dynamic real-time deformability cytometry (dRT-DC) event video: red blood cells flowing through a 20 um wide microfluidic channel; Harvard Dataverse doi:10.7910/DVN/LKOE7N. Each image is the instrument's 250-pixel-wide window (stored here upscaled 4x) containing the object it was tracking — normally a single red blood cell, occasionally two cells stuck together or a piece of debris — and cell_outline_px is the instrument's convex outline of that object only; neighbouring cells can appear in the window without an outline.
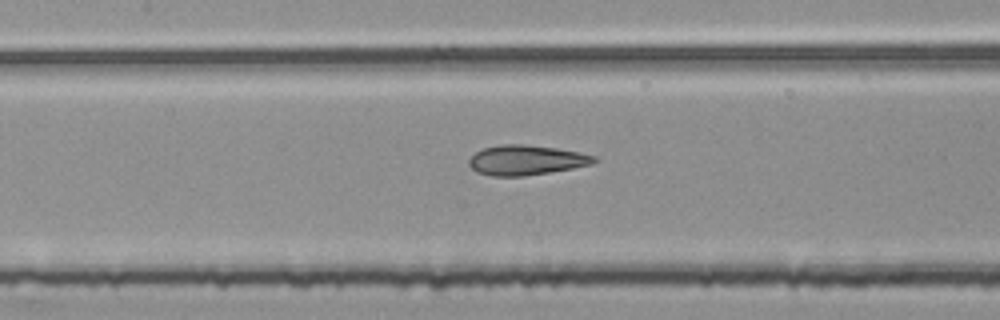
{"species": "common noctule bat (a hibernating species)", "species_latin": "Nyctalus noctula", "temperature_condition": "room temperature", "stored_images_in_passage": 53, "camera_frame_rate_fps": 3000, "um_per_image_px": 0.085, "animal": {"sex": "female", "body_mass_g": 25.1}, "frame": {"image": 1, "passage_image": 24, "time_ms": 7.667, "image_size_px": [1000, 320], "cell_outline_px": [[600, 160], [592, 164], [572, 168], [524, 176], [492, 176], [476, 172], [468, 164], [468, 160], [476, 152], [484, 148], [500, 144], [524, 144], [556, 148], [580, 152], [596, 156]], "centroid_in_image_um": [44.73, 13.6], "position_along_channel_um": 162.7, "area_um2": 21.85}}
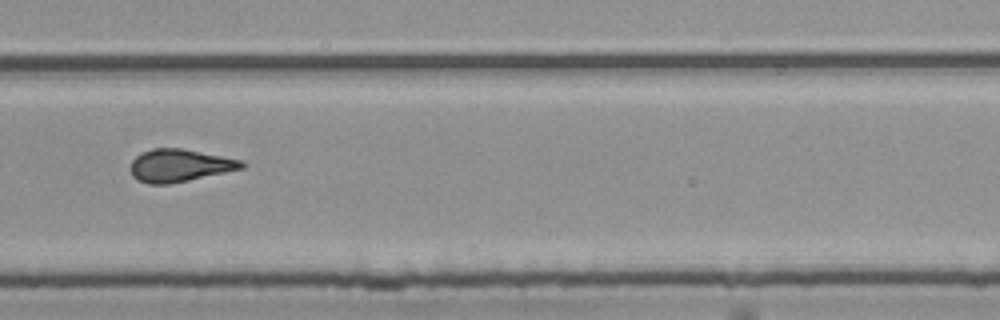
{"frame": {"image": 2, "passage_image": 36, "time_ms": 11.667, "image_size_px": [1000, 320], "cell_outline_px": [[248, 164], [244, 168], [188, 180], [168, 184], [148, 184], [132, 176], [128, 168], [132, 160], [140, 152], [152, 148], [180, 148], [240, 160]], "centroid_in_image_um": [15.21, 14.06], "position_along_channel_um": 314.6, "area_um2": 21.04}}
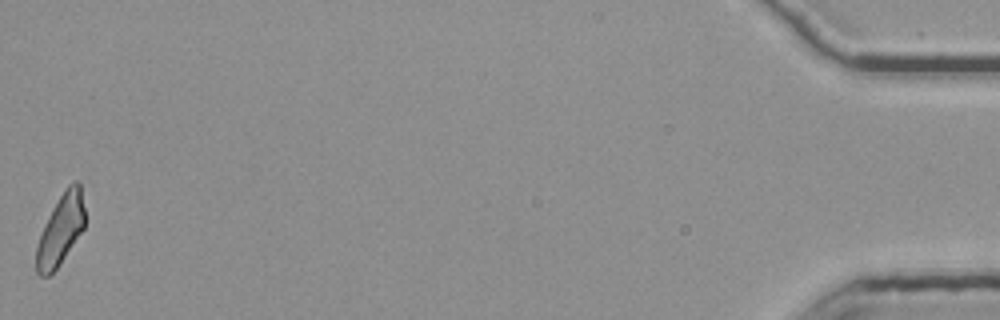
{"frame": {"image": 3, "passage_image": 53, "time_ms": 17.333, "image_size_px": [1000, 320], "cell_outline_px": [[84, 228], [56, 268], [48, 276], [40, 276], [36, 272], [36, 248], [44, 224], [48, 216], [60, 196], [68, 184], [76, 180], [80, 184], [84, 208]], "centroid_in_image_um": [5.14, 19.52], "position_along_channel_um": 430.1, "area_um2": 19.48}, "authors_computed_cell_mechanics": {"area_um2": 21.2704, "velocity_mm_per_s": 3.8121, "shape_relaxation_time_tau1_ms": null, "shape_relaxation_time_tau2_ms": 2.1689, "deformation_change_tau1": null, "deformation_change_tau2": 0.1162}}